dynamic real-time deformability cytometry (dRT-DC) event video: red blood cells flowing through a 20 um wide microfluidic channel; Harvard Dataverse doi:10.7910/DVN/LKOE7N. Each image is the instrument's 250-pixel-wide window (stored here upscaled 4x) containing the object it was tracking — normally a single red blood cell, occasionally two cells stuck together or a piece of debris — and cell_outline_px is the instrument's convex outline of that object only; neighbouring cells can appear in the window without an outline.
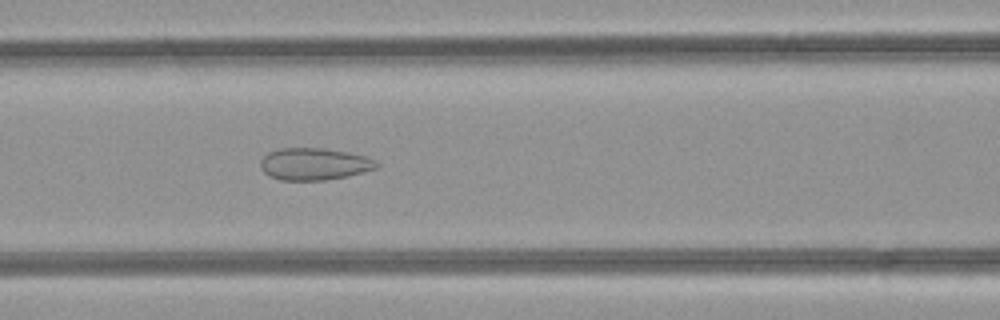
{"species": "common noctule bat (a hibernating species)", "species_latin": "Nyctalus noctula", "temperature_condition": "room temperature", "stored_images_in_passage": 30, "camera_frame_rate_fps": 3000, "um_per_image_px": 0.085, "animal": {"sex": "female", "body_mass_g": 21.9}, "frame": {"image": 1, "passage_image": 8, "time_ms": 2.333, "image_size_px": [1000, 320], "cell_outline_px": [[380, 164], [376, 168], [364, 172], [348, 176], [324, 180], [280, 180], [264, 172], [260, 168], [260, 160], [268, 152], [276, 148], [320, 148], [348, 152], [364, 156], [376, 160]], "centroid_in_image_um": [26.7, 13.93], "position_along_channel_um": 139.9, "area_um2": 21.73}}
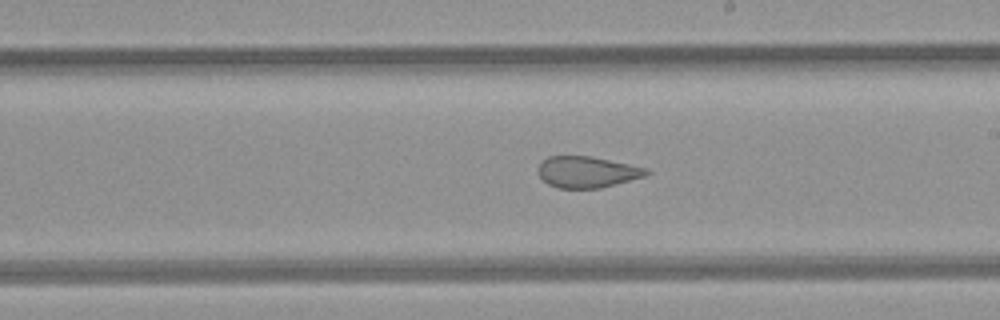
{"frame": {"image": 2, "passage_image": 15, "time_ms": 4.667, "image_size_px": [1000, 320], "cell_outline_px": [[652, 172], [644, 176], [600, 188], [556, 188], [548, 184], [540, 176], [536, 168], [548, 156], [592, 156], [648, 168]], "centroid_in_image_um": [49.9, 14.61], "position_along_channel_um": 239.1, "area_um2": 19.71}}
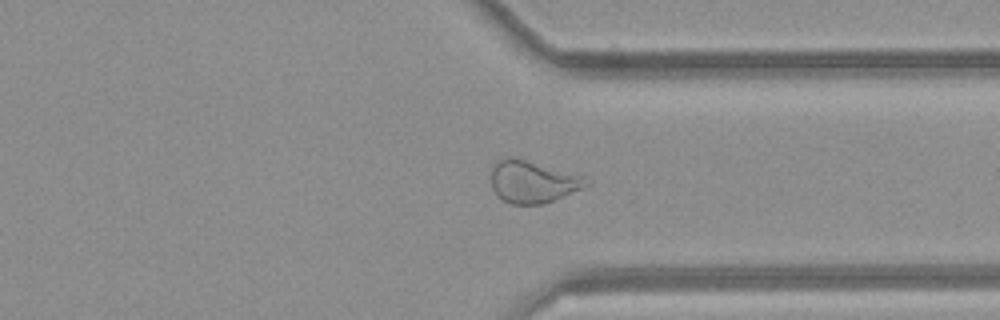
{"frame": {"image": 3, "passage_image": 24, "time_ms": 7.667, "image_size_px": [1000, 320], "cell_outline_px": [[592, 184], [552, 200], [540, 204], [512, 204], [504, 200], [492, 188], [488, 176], [492, 164], [496, 160], [504, 156], [516, 156], [584, 176], [592, 180]], "centroid_in_image_um": [45.23, 15.39], "position_along_channel_um": 366.2, "area_um2": 23.93}, "authors_computed_cell_mechanics": {"area_um2": 21.4438, "velocity_mm_per_s": 4.253, "shape_relaxation_time_tau1_ms": null, "shape_relaxation_time_tau2_ms": 1.1415, "deformation_change_tau1": null, "deformation_change_tau2": 0.0828}}